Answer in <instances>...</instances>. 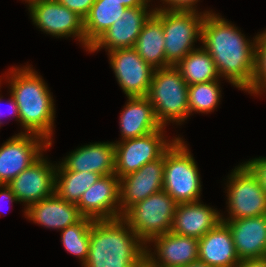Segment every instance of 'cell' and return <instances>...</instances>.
I'll return each mask as SVG.
<instances>
[{
  "instance_id": "obj_37",
  "label": "cell",
  "mask_w": 266,
  "mask_h": 267,
  "mask_svg": "<svg viewBox=\"0 0 266 267\" xmlns=\"http://www.w3.org/2000/svg\"><path fill=\"white\" fill-rule=\"evenodd\" d=\"M105 1H113L120 2L121 5H124L126 8H133L139 6H150L148 2L150 0H105Z\"/></svg>"
},
{
  "instance_id": "obj_9",
  "label": "cell",
  "mask_w": 266,
  "mask_h": 267,
  "mask_svg": "<svg viewBox=\"0 0 266 267\" xmlns=\"http://www.w3.org/2000/svg\"><path fill=\"white\" fill-rule=\"evenodd\" d=\"M165 127L144 136L116 141L115 175L122 178L145 164L160 158L178 138L165 139Z\"/></svg>"
},
{
  "instance_id": "obj_27",
  "label": "cell",
  "mask_w": 266,
  "mask_h": 267,
  "mask_svg": "<svg viewBox=\"0 0 266 267\" xmlns=\"http://www.w3.org/2000/svg\"><path fill=\"white\" fill-rule=\"evenodd\" d=\"M174 67L181 73L188 86L220 78L213 58L202 46L190 51Z\"/></svg>"
},
{
  "instance_id": "obj_10",
  "label": "cell",
  "mask_w": 266,
  "mask_h": 267,
  "mask_svg": "<svg viewBox=\"0 0 266 267\" xmlns=\"http://www.w3.org/2000/svg\"><path fill=\"white\" fill-rule=\"evenodd\" d=\"M48 147L50 143L36 134L21 131L9 138L0 146V184L8 185Z\"/></svg>"
},
{
  "instance_id": "obj_32",
  "label": "cell",
  "mask_w": 266,
  "mask_h": 267,
  "mask_svg": "<svg viewBox=\"0 0 266 267\" xmlns=\"http://www.w3.org/2000/svg\"><path fill=\"white\" fill-rule=\"evenodd\" d=\"M164 7L160 6L155 7L154 10L163 9L170 11H197L196 4L199 2L198 0H161Z\"/></svg>"
},
{
  "instance_id": "obj_21",
  "label": "cell",
  "mask_w": 266,
  "mask_h": 267,
  "mask_svg": "<svg viewBox=\"0 0 266 267\" xmlns=\"http://www.w3.org/2000/svg\"><path fill=\"white\" fill-rule=\"evenodd\" d=\"M114 142L90 143L72 151L61 162L69 171L115 174Z\"/></svg>"
},
{
  "instance_id": "obj_24",
  "label": "cell",
  "mask_w": 266,
  "mask_h": 267,
  "mask_svg": "<svg viewBox=\"0 0 266 267\" xmlns=\"http://www.w3.org/2000/svg\"><path fill=\"white\" fill-rule=\"evenodd\" d=\"M162 22L152 14L144 23L134 44V49L141 58L154 69L167 68Z\"/></svg>"
},
{
  "instance_id": "obj_14",
  "label": "cell",
  "mask_w": 266,
  "mask_h": 267,
  "mask_svg": "<svg viewBox=\"0 0 266 267\" xmlns=\"http://www.w3.org/2000/svg\"><path fill=\"white\" fill-rule=\"evenodd\" d=\"M154 252L146 245V267H182L198 260L199 239L171 231L152 238ZM156 255V256H155Z\"/></svg>"
},
{
  "instance_id": "obj_31",
  "label": "cell",
  "mask_w": 266,
  "mask_h": 267,
  "mask_svg": "<svg viewBox=\"0 0 266 267\" xmlns=\"http://www.w3.org/2000/svg\"><path fill=\"white\" fill-rule=\"evenodd\" d=\"M61 5H64L72 12H75L83 20L89 14L95 0H57Z\"/></svg>"
},
{
  "instance_id": "obj_5",
  "label": "cell",
  "mask_w": 266,
  "mask_h": 267,
  "mask_svg": "<svg viewBox=\"0 0 266 267\" xmlns=\"http://www.w3.org/2000/svg\"><path fill=\"white\" fill-rule=\"evenodd\" d=\"M188 87L174 66L154 70L147 98L163 127L168 122L180 125L189 117Z\"/></svg>"
},
{
  "instance_id": "obj_12",
  "label": "cell",
  "mask_w": 266,
  "mask_h": 267,
  "mask_svg": "<svg viewBox=\"0 0 266 267\" xmlns=\"http://www.w3.org/2000/svg\"><path fill=\"white\" fill-rule=\"evenodd\" d=\"M115 78L127 97L147 96L154 68L132 48L108 52Z\"/></svg>"
},
{
  "instance_id": "obj_3",
  "label": "cell",
  "mask_w": 266,
  "mask_h": 267,
  "mask_svg": "<svg viewBox=\"0 0 266 267\" xmlns=\"http://www.w3.org/2000/svg\"><path fill=\"white\" fill-rule=\"evenodd\" d=\"M9 80L10 95L19 109V123L23 133L43 137L52 146L55 120L54 99L43 78L29 65L12 67Z\"/></svg>"
},
{
  "instance_id": "obj_33",
  "label": "cell",
  "mask_w": 266,
  "mask_h": 267,
  "mask_svg": "<svg viewBox=\"0 0 266 267\" xmlns=\"http://www.w3.org/2000/svg\"><path fill=\"white\" fill-rule=\"evenodd\" d=\"M258 175L262 189L266 193V157L254 158L246 162Z\"/></svg>"
},
{
  "instance_id": "obj_13",
  "label": "cell",
  "mask_w": 266,
  "mask_h": 267,
  "mask_svg": "<svg viewBox=\"0 0 266 267\" xmlns=\"http://www.w3.org/2000/svg\"><path fill=\"white\" fill-rule=\"evenodd\" d=\"M43 157L42 154L8 184L18 202L25 203V209L55 193L57 164L54 165Z\"/></svg>"
},
{
  "instance_id": "obj_18",
  "label": "cell",
  "mask_w": 266,
  "mask_h": 267,
  "mask_svg": "<svg viewBox=\"0 0 266 267\" xmlns=\"http://www.w3.org/2000/svg\"><path fill=\"white\" fill-rule=\"evenodd\" d=\"M222 221L230 229L240 260L266 257V215Z\"/></svg>"
},
{
  "instance_id": "obj_2",
  "label": "cell",
  "mask_w": 266,
  "mask_h": 267,
  "mask_svg": "<svg viewBox=\"0 0 266 267\" xmlns=\"http://www.w3.org/2000/svg\"><path fill=\"white\" fill-rule=\"evenodd\" d=\"M82 267H146V244L122 217L94 220Z\"/></svg>"
},
{
  "instance_id": "obj_39",
  "label": "cell",
  "mask_w": 266,
  "mask_h": 267,
  "mask_svg": "<svg viewBox=\"0 0 266 267\" xmlns=\"http://www.w3.org/2000/svg\"><path fill=\"white\" fill-rule=\"evenodd\" d=\"M24 1L27 2L28 5L30 6V5H32L33 3H36V2H38V1H47V0H24Z\"/></svg>"
},
{
  "instance_id": "obj_23",
  "label": "cell",
  "mask_w": 266,
  "mask_h": 267,
  "mask_svg": "<svg viewBox=\"0 0 266 267\" xmlns=\"http://www.w3.org/2000/svg\"><path fill=\"white\" fill-rule=\"evenodd\" d=\"M127 98L119 118L122 140L144 136L163 128L147 96Z\"/></svg>"
},
{
  "instance_id": "obj_29",
  "label": "cell",
  "mask_w": 266,
  "mask_h": 267,
  "mask_svg": "<svg viewBox=\"0 0 266 267\" xmlns=\"http://www.w3.org/2000/svg\"><path fill=\"white\" fill-rule=\"evenodd\" d=\"M220 80L196 83L188 87L189 116L193 112L210 113L219 105L221 96Z\"/></svg>"
},
{
  "instance_id": "obj_35",
  "label": "cell",
  "mask_w": 266,
  "mask_h": 267,
  "mask_svg": "<svg viewBox=\"0 0 266 267\" xmlns=\"http://www.w3.org/2000/svg\"><path fill=\"white\" fill-rule=\"evenodd\" d=\"M2 200L13 203L18 202L16 196L13 194L11 188L8 185L0 184V203Z\"/></svg>"
},
{
  "instance_id": "obj_26",
  "label": "cell",
  "mask_w": 266,
  "mask_h": 267,
  "mask_svg": "<svg viewBox=\"0 0 266 267\" xmlns=\"http://www.w3.org/2000/svg\"><path fill=\"white\" fill-rule=\"evenodd\" d=\"M101 177L93 172L69 171L59 163L55 174V193L67 202L78 204L83 194Z\"/></svg>"
},
{
  "instance_id": "obj_28",
  "label": "cell",
  "mask_w": 266,
  "mask_h": 267,
  "mask_svg": "<svg viewBox=\"0 0 266 267\" xmlns=\"http://www.w3.org/2000/svg\"><path fill=\"white\" fill-rule=\"evenodd\" d=\"M93 219L84 217L74 225L66 227L61 232V242L65 250L79 258L83 266L88 257L90 244V229Z\"/></svg>"
},
{
  "instance_id": "obj_22",
  "label": "cell",
  "mask_w": 266,
  "mask_h": 267,
  "mask_svg": "<svg viewBox=\"0 0 266 267\" xmlns=\"http://www.w3.org/2000/svg\"><path fill=\"white\" fill-rule=\"evenodd\" d=\"M198 260L211 267H235L237 256L228 225L221 221L199 239Z\"/></svg>"
},
{
  "instance_id": "obj_1",
  "label": "cell",
  "mask_w": 266,
  "mask_h": 267,
  "mask_svg": "<svg viewBox=\"0 0 266 267\" xmlns=\"http://www.w3.org/2000/svg\"><path fill=\"white\" fill-rule=\"evenodd\" d=\"M201 42L219 76L247 92L255 73L257 35L250 42L236 26L214 12L205 15Z\"/></svg>"
},
{
  "instance_id": "obj_6",
  "label": "cell",
  "mask_w": 266,
  "mask_h": 267,
  "mask_svg": "<svg viewBox=\"0 0 266 267\" xmlns=\"http://www.w3.org/2000/svg\"><path fill=\"white\" fill-rule=\"evenodd\" d=\"M209 13L213 12L154 10L163 25L165 56L171 66L196 49L194 43L201 41L203 20Z\"/></svg>"
},
{
  "instance_id": "obj_11",
  "label": "cell",
  "mask_w": 266,
  "mask_h": 267,
  "mask_svg": "<svg viewBox=\"0 0 266 267\" xmlns=\"http://www.w3.org/2000/svg\"><path fill=\"white\" fill-rule=\"evenodd\" d=\"M33 24L54 37H76L85 48L84 20L57 0L38 1L28 6Z\"/></svg>"
},
{
  "instance_id": "obj_8",
  "label": "cell",
  "mask_w": 266,
  "mask_h": 267,
  "mask_svg": "<svg viewBox=\"0 0 266 267\" xmlns=\"http://www.w3.org/2000/svg\"><path fill=\"white\" fill-rule=\"evenodd\" d=\"M227 209L229 216L222 220H236L266 215V193L258 175L245 162L236 166L228 176Z\"/></svg>"
},
{
  "instance_id": "obj_20",
  "label": "cell",
  "mask_w": 266,
  "mask_h": 267,
  "mask_svg": "<svg viewBox=\"0 0 266 267\" xmlns=\"http://www.w3.org/2000/svg\"><path fill=\"white\" fill-rule=\"evenodd\" d=\"M221 215L200 201L177 204L171 232L200 239L222 221Z\"/></svg>"
},
{
  "instance_id": "obj_4",
  "label": "cell",
  "mask_w": 266,
  "mask_h": 267,
  "mask_svg": "<svg viewBox=\"0 0 266 267\" xmlns=\"http://www.w3.org/2000/svg\"><path fill=\"white\" fill-rule=\"evenodd\" d=\"M178 137L164 153L163 190L177 204L200 201L201 178L191 151Z\"/></svg>"
},
{
  "instance_id": "obj_34",
  "label": "cell",
  "mask_w": 266,
  "mask_h": 267,
  "mask_svg": "<svg viewBox=\"0 0 266 267\" xmlns=\"http://www.w3.org/2000/svg\"><path fill=\"white\" fill-rule=\"evenodd\" d=\"M235 267H266V257L242 259Z\"/></svg>"
},
{
  "instance_id": "obj_25",
  "label": "cell",
  "mask_w": 266,
  "mask_h": 267,
  "mask_svg": "<svg viewBox=\"0 0 266 267\" xmlns=\"http://www.w3.org/2000/svg\"><path fill=\"white\" fill-rule=\"evenodd\" d=\"M126 7L120 2L95 0L87 17L84 19L85 49L90 47L117 20L122 18Z\"/></svg>"
},
{
  "instance_id": "obj_16",
  "label": "cell",
  "mask_w": 266,
  "mask_h": 267,
  "mask_svg": "<svg viewBox=\"0 0 266 267\" xmlns=\"http://www.w3.org/2000/svg\"><path fill=\"white\" fill-rule=\"evenodd\" d=\"M77 207L93 220L121 218L119 178L115 174L102 176L83 194Z\"/></svg>"
},
{
  "instance_id": "obj_7",
  "label": "cell",
  "mask_w": 266,
  "mask_h": 267,
  "mask_svg": "<svg viewBox=\"0 0 266 267\" xmlns=\"http://www.w3.org/2000/svg\"><path fill=\"white\" fill-rule=\"evenodd\" d=\"M176 206L173 198L162 190L131 206L122 218L147 245L152 238L171 231Z\"/></svg>"
},
{
  "instance_id": "obj_30",
  "label": "cell",
  "mask_w": 266,
  "mask_h": 267,
  "mask_svg": "<svg viewBox=\"0 0 266 267\" xmlns=\"http://www.w3.org/2000/svg\"><path fill=\"white\" fill-rule=\"evenodd\" d=\"M266 91V29L257 35L255 73L248 93L260 94Z\"/></svg>"
},
{
  "instance_id": "obj_38",
  "label": "cell",
  "mask_w": 266,
  "mask_h": 267,
  "mask_svg": "<svg viewBox=\"0 0 266 267\" xmlns=\"http://www.w3.org/2000/svg\"><path fill=\"white\" fill-rule=\"evenodd\" d=\"M182 267H211V266H208L204 262L197 260V261L191 262V263H189L185 266H182Z\"/></svg>"
},
{
  "instance_id": "obj_36",
  "label": "cell",
  "mask_w": 266,
  "mask_h": 267,
  "mask_svg": "<svg viewBox=\"0 0 266 267\" xmlns=\"http://www.w3.org/2000/svg\"><path fill=\"white\" fill-rule=\"evenodd\" d=\"M0 85H1V79H0ZM1 101H2V96H0V104H1ZM8 101H9L8 103H9L10 108H11V109L9 108V110L11 111L9 115L10 116L13 115L14 118H16L17 121H19V109H18L17 103L15 102V99L13 98L12 95ZM2 116H3V112H1V110H0V127L3 124V122L1 121Z\"/></svg>"
},
{
  "instance_id": "obj_19",
  "label": "cell",
  "mask_w": 266,
  "mask_h": 267,
  "mask_svg": "<svg viewBox=\"0 0 266 267\" xmlns=\"http://www.w3.org/2000/svg\"><path fill=\"white\" fill-rule=\"evenodd\" d=\"M24 215L36 224L60 231L84 218L77 204L63 200L56 193L24 209Z\"/></svg>"
},
{
  "instance_id": "obj_17",
  "label": "cell",
  "mask_w": 266,
  "mask_h": 267,
  "mask_svg": "<svg viewBox=\"0 0 266 267\" xmlns=\"http://www.w3.org/2000/svg\"><path fill=\"white\" fill-rule=\"evenodd\" d=\"M150 6L126 8L122 18L115 21L101 37L90 47L89 52L101 48L108 52L115 49L132 48L141 32L144 23L154 13V9L147 10Z\"/></svg>"
},
{
  "instance_id": "obj_15",
  "label": "cell",
  "mask_w": 266,
  "mask_h": 267,
  "mask_svg": "<svg viewBox=\"0 0 266 267\" xmlns=\"http://www.w3.org/2000/svg\"><path fill=\"white\" fill-rule=\"evenodd\" d=\"M164 154L119 178L121 216L134 204L163 190Z\"/></svg>"
}]
</instances>
